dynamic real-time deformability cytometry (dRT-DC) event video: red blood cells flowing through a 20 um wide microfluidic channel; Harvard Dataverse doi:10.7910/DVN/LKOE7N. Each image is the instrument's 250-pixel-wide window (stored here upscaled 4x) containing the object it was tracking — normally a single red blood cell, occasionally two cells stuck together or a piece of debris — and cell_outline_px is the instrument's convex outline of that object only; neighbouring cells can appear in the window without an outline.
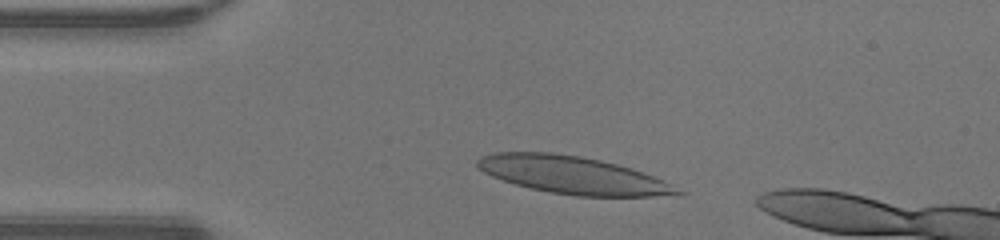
{"species": "human", "species_latin": "Homo sapiens", "temperature_condition": "warm", "stored_images_in_passage": 32, "camera_frame_rate_fps": 3000, "um_per_image_px": 0.085, "donor": {"sex": "male"}, "frame": {"image": 1, "passage_image": 4, "time_ms": 1.0, "image_size_px": [1000, 240], "cell_outline_px": [[688, 192], [684, 196], [576, 196], [548, 192], [516, 184], [492, 176], [476, 168], [476, 160], [480, 156], [492, 152], [552, 152], [580, 156], [600, 160], [632, 168], [652, 176]], "centroid_in_image_um": [48.71, 14.88], "position_along_channel_um": 36.3, "area_um2": 43.93}}
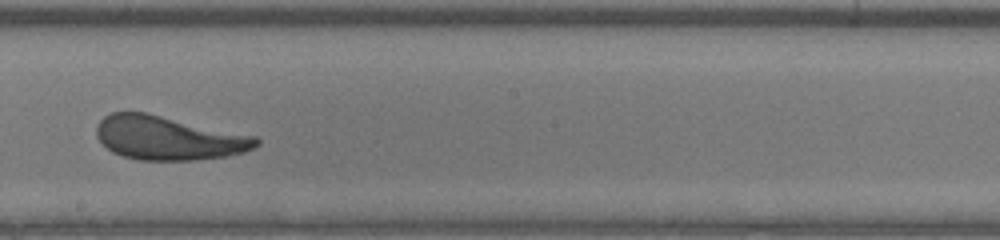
{"frame": {"image": 2, "passage_image": 20, "time_ms": 6.333, "image_size_px": [1000, 240], "cell_outline_px": [[260, 144], [244, 152], [224, 156], [192, 160], [140, 160], [124, 156], [112, 152], [96, 136], [96, 128], [100, 120], [104, 116], [112, 112], [144, 112], [256, 136], [260, 140]], "centroid_in_image_um": [14.3, 11.72], "position_along_channel_um": 233.9, "area_um2": 40.46}}
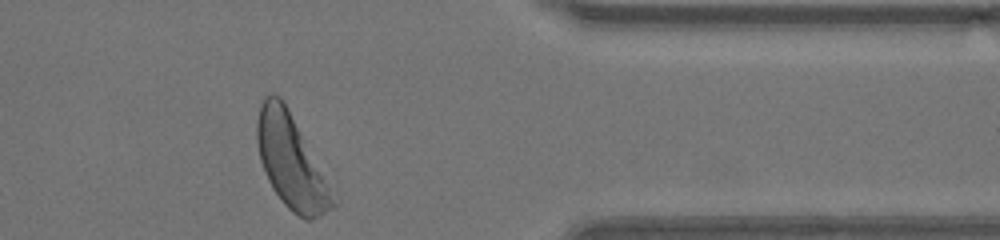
{"frame": {"image": 3, "passage_image": 32, "time_ms": 10.333, "image_size_px": [1000, 240], "cell_outline_px": [[340, 200], [336, 208], [312, 220], [308, 220], [292, 212], [284, 204], [272, 188], [268, 180], [260, 160], [256, 140], [256, 120], [260, 104], [264, 96], [272, 92], [280, 96], [284, 100]], "centroid_in_image_um": [24.79, 13.74], "position_along_channel_um": 386.6, "area_um2": 42.31}, "authors_computed_cell_mechanics": {"area_um2": 41.1825, "velocity_mm_per_s": 4.3326, "shape_relaxation_time_tau1_ms": 3.986, "shape_relaxation_time_tau2_ms": 1.1283, "deformation_change_tau1": 0.202, "deformation_change_tau2": 0.0789}}